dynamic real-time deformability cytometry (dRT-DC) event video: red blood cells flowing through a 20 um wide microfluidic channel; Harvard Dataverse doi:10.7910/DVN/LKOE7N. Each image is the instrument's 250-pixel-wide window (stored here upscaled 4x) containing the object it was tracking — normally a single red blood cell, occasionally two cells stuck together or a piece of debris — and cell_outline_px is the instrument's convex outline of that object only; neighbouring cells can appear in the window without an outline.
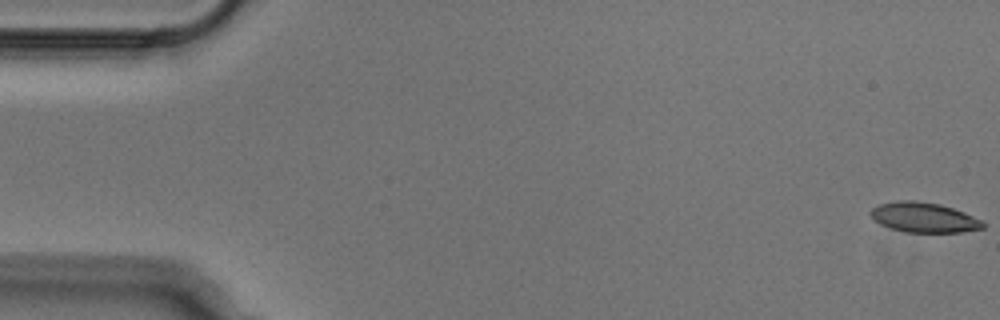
{"species": "Egyptian fruit bat (a non-hibernating species)", "species_latin": "Rousettus aegyptiacus", "temperature_condition": "cold", "stored_images_in_passage": 52, "camera_frame_rate_fps": 3000, "um_per_image_px": 0.085, "animal": {"sex": "male"}, "frame": {"image": 1, "passage_image": 1, "time_ms": 0.0, "image_size_px": [1000, 320], "cell_outline_px": [[984, 228], [960, 232], [904, 232], [880, 224], [868, 212], [872, 208], [880, 204], [900, 200], [916, 200], [940, 204], [964, 212], [980, 220], [984, 224]], "centroid_in_image_um": [78.51, 18.47], "position_along_channel_um": 6.5, "area_um2": 19.42}}
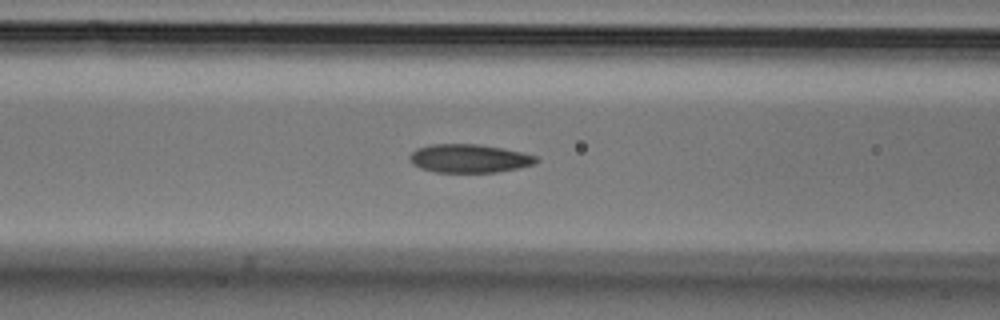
{"frame": {"image": 2, "passage_image": 21, "time_ms": 6.667, "image_size_px": [1000, 320], "cell_outline_px": [[540, 160], [532, 164], [516, 168], [496, 172], [436, 172], [420, 168], [412, 164], [408, 160], [408, 156], [416, 148], [428, 144], [476, 144], [504, 148], [536, 156]], "centroid_in_image_um": [39.81, 13.46], "position_along_channel_um": 126.8, "area_um2": 20.98}}
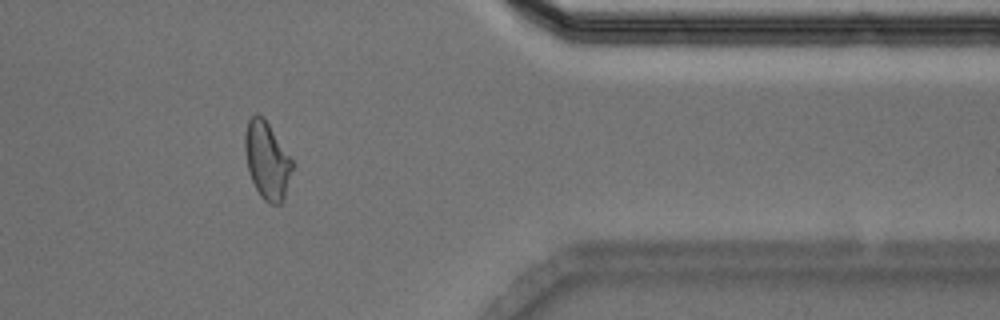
{"frame": {"image": 3, "passage_image": 43, "time_ms": 14.0, "image_size_px": [1000, 320], "cell_outline_px": [[292, 168], [284, 200], [280, 204], [272, 204], [264, 200], [260, 196], [248, 172], [244, 148], [244, 136], [248, 120], [256, 112], [264, 116], [292, 160]], "centroid_in_image_um": [22.67, 13.61], "position_along_channel_um": 388.7, "area_um2": 21.33}}